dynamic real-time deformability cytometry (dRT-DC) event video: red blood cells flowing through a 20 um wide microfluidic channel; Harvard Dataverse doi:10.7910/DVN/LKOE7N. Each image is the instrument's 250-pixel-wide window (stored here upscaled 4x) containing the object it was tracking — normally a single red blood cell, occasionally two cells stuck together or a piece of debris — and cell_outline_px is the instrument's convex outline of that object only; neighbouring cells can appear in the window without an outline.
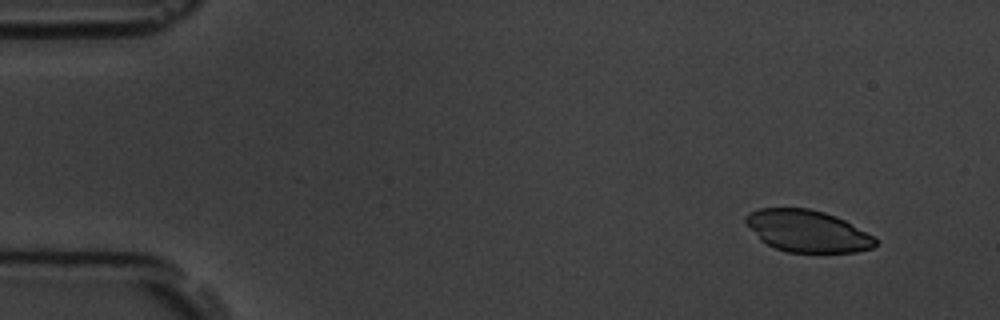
{"species": "common noctule bat (a hibernating species)", "species_latin": "Nyctalus noctula", "temperature_condition": "room temperature", "stored_images_in_passage": 5, "camera_frame_rate_fps": 3000, "um_per_image_px": 0.085, "animal": {"sex": "male", "body_mass_g": 19.5, "forearm_length_mm": 54.6}, "frame": {"image": 1, "passage_image": 2, "time_ms": 1.0, "image_size_px": [1000, 320], "cell_outline_px": [[876, 244], [872, 248], [856, 252], [788, 252], [776, 248], [760, 240], [744, 220], [744, 216], [748, 212], [760, 208], [808, 208], [824, 212], [836, 216], [844, 220], [872, 236], [876, 240]], "centroid_in_image_um": [68.59, 19.63], "position_along_channel_um": 16.4, "area_um2": 31.33}}